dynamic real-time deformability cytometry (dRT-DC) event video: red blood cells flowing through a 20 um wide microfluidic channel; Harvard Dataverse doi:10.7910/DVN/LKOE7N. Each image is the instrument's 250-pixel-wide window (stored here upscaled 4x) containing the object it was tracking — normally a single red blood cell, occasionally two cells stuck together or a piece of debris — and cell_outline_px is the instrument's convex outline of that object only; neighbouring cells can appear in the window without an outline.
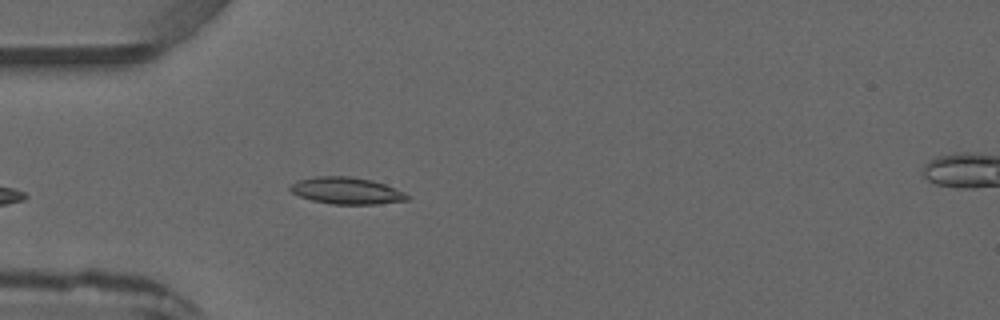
{"species": "common noctule bat (a hibernating species)", "species_latin": "Nyctalus noctula", "temperature_condition": "warm", "stored_images_in_passage": 5, "camera_frame_rate_fps": 3000, "um_per_image_px": 0.085, "animal": {"sex": "male", "forearm_length_mm": 52.5}, "frame": {"image": 1, "passage_image": 4, "time_ms": 3.667, "image_size_px": [1000, 320], "cell_outline_px": [[408, 200], [376, 204], [332, 204], [312, 200], [300, 196], [292, 192], [288, 188], [296, 180], [316, 176], [348, 176], [372, 180], [384, 184], [404, 192], [408, 196]], "centroid_in_image_um": [29.43, 16.2], "position_along_channel_um": 55.6, "area_um2": 18.15}}